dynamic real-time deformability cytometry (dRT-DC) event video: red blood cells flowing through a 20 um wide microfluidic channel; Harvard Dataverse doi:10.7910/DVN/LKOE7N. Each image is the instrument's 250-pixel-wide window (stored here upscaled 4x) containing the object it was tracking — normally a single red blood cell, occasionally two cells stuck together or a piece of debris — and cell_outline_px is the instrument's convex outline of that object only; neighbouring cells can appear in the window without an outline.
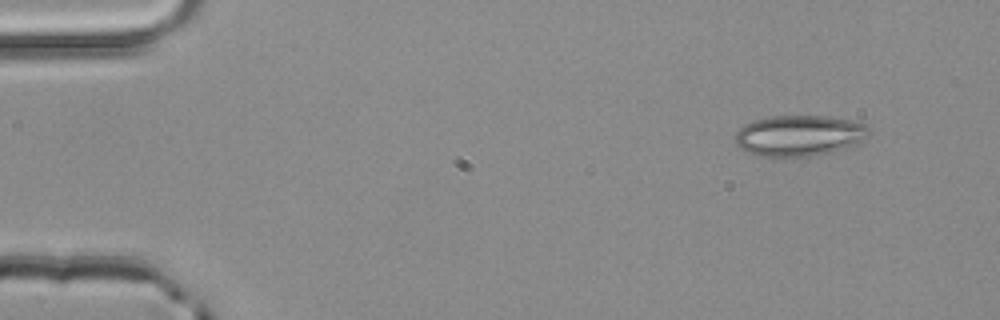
{"species": "common noctule bat (a hibernating species)", "species_latin": "Nyctalus noctula", "temperature_condition": "room temperature", "stored_images_in_passage": 3, "camera_frame_rate_fps": 3000, "um_per_image_px": 0.085, "animal": {"sex": "male", "body_mass_g": 20.4}, "frame": {"image": 1, "passage_image": 1, "time_ms": 0.0, "image_size_px": [1000, 320], "cell_outline_px": [[868, 132], [860, 140], [844, 148], [828, 152], [808, 156], [760, 156], [748, 152], [740, 148], [736, 144], [736, 132], [744, 124], [752, 120], [772, 116], [828, 116], [868, 124]], "centroid_in_image_um": [67.87, 11.51], "position_along_channel_um": 17.1, "area_um2": 31.33}}